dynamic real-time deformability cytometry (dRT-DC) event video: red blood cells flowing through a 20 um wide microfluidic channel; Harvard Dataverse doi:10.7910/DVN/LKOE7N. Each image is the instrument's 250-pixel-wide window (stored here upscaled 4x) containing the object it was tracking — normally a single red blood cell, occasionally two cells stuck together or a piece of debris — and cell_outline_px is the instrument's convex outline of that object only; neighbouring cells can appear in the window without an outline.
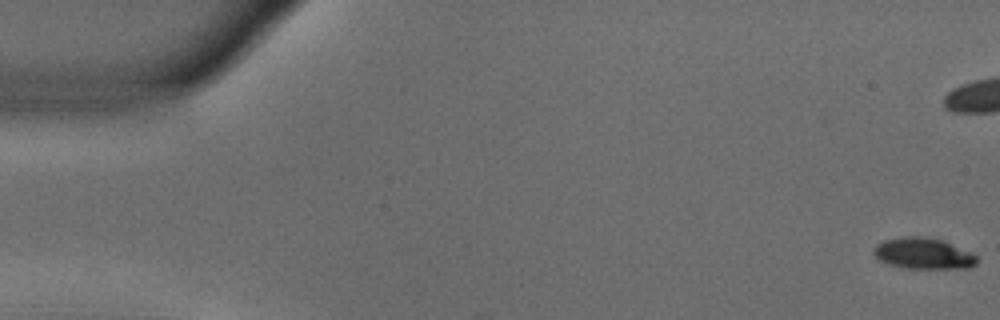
{"species": "common noctule bat (a hibernating species)", "species_latin": "Nyctalus noctula", "temperature_condition": "warm", "stored_images_in_passage": 46, "camera_frame_rate_fps": 3000, "um_per_image_px": 0.085, "animal": {"sex": "male", "body_mass_g": 18.8}, "frame": {"image": 1, "passage_image": 1, "time_ms": 0.0, "image_size_px": [1000, 320], "cell_outline_px": [[976, 264], [968, 268], [908, 268], [888, 264], [880, 260], [872, 252], [876, 244], [884, 240], [908, 236], [920, 236], [944, 240], [972, 252], [976, 256]], "centroid_in_image_um": [78.49, 21.54], "position_along_channel_um": 6.5, "area_um2": 18.67}}
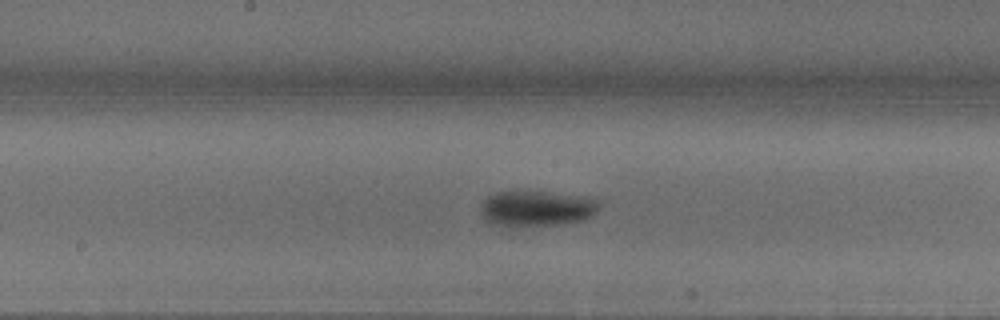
{"frame": {"image": 2, "passage_image": 29, "time_ms": 9.333, "image_size_px": [1000, 320], "cell_outline_px": [[600, 204], [596, 212], [592, 216], [584, 220], [560, 224], [512, 228], [500, 228], [488, 224], [484, 220], [480, 212], [480, 208], [484, 200], [488, 196], [496, 192], [544, 192], [584, 196], [600, 200]], "centroid_in_image_um": [45.56, 17.77], "position_along_channel_um": 202.6, "area_um2": 25.32}}
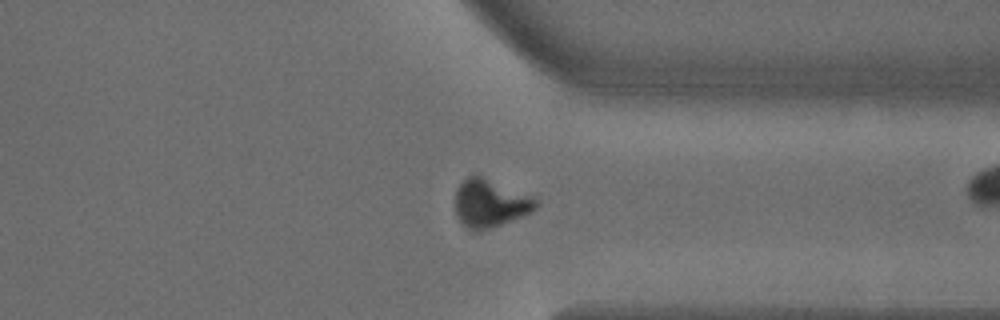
{"frame": {"image": 3, "passage_image": 43, "time_ms": 14.0, "image_size_px": [1000, 320], "cell_outline_px": [[536, 208], [532, 212], [524, 216], [480, 232], [476, 232], [468, 228], [456, 216], [456, 188], [468, 176], [480, 176], [532, 196], [536, 200]], "centroid_in_image_um": [41.65, 17.31], "position_along_channel_um": 369.8, "area_um2": 22.25}}